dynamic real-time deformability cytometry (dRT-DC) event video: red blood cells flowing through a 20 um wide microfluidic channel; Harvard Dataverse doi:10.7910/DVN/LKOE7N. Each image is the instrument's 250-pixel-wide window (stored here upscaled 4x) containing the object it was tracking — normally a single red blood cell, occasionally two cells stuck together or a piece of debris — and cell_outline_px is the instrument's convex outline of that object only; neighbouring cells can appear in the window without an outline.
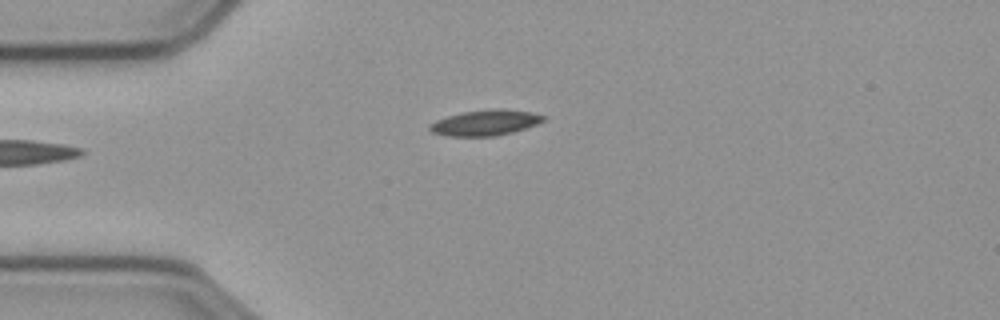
{"species": "common noctule bat (a hibernating species)", "species_latin": "Nyctalus noctula", "temperature_condition": "cold", "stored_images_in_passage": 40, "camera_frame_rate_fps": 3000, "um_per_image_px": 0.085, "animal": {"sex": "male", "body_mass_g": 23.1, "forearm_length_mm": 52.7}, "frame": {"image": 1, "passage_image": 1, "time_ms": 0.0, "image_size_px": [1000, 320], "cell_outline_px": [[544, 120], [536, 124], [512, 132], [496, 136], [448, 136], [432, 132], [428, 128], [436, 120], [448, 116], [464, 112], [496, 108], [504, 108], [528, 112], [544, 116]], "centroid_in_image_um": [41.23, 10.43], "position_along_channel_um": 43.8, "area_um2": 16.65}}
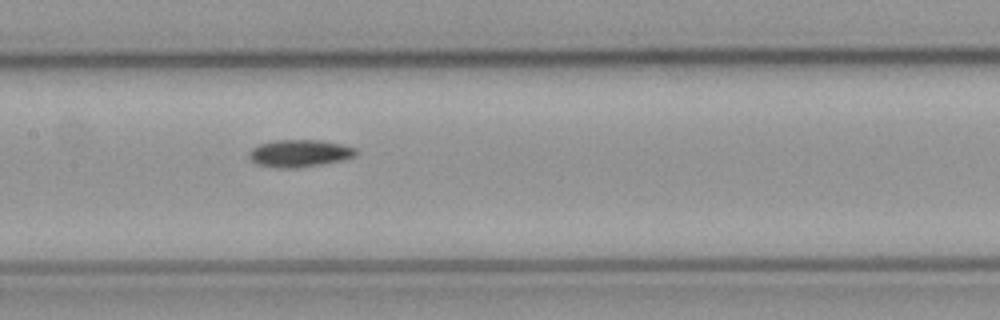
{"frame": {"image": 2, "passage_image": 14, "time_ms": 4.333, "image_size_px": [1000, 320], "cell_outline_px": [[356, 156], [344, 160], [300, 168], [280, 168], [256, 164], [248, 156], [248, 152], [252, 148], [260, 144], [276, 140], [320, 140], [340, 144], [356, 148]], "centroid_in_image_um": [25.46, 13.04], "position_along_channel_um": 181.9, "area_um2": 17.05}}
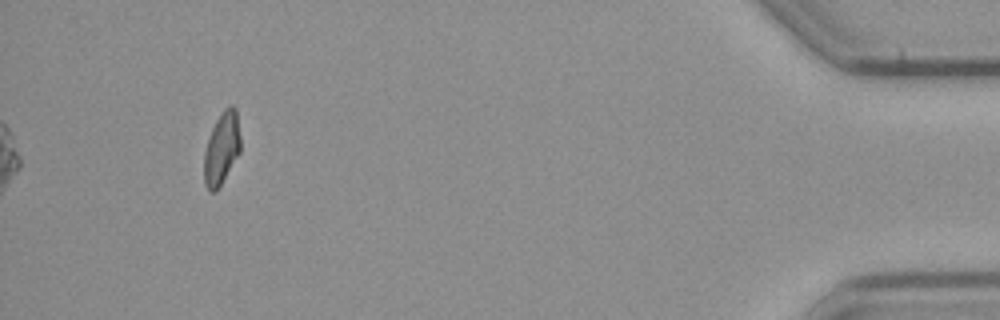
{"frame": {"image": 3, "passage_image": 40, "time_ms": 13.0, "image_size_px": [1000, 320], "cell_outline_px": [[240, 152], [216, 192], [208, 192], [204, 184], [204, 152], [212, 128], [216, 120], [224, 108], [228, 104], [232, 104], [236, 108], [240, 136]], "centroid_in_image_um": [18.84, 12.61], "position_along_channel_um": 416.4, "area_um2": 15.43}}